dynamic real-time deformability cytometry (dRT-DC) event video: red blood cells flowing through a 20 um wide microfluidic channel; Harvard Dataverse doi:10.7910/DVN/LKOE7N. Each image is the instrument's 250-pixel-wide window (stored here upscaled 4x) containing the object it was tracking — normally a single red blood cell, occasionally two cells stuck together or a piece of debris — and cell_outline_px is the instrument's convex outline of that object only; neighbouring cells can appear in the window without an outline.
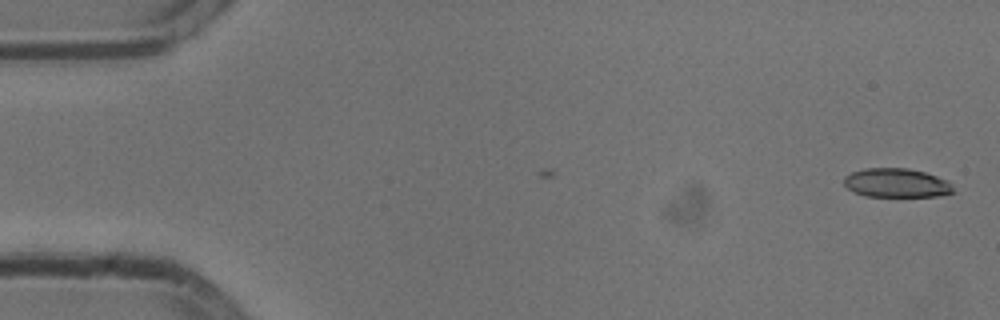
{"species": "common noctule bat (a hibernating species)", "species_latin": "Nyctalus noctula", "temperature_condition": "cold", "stored_images_in_passage": 7, "camera_frame_rate_fps": 3000, "um_per_image_px": 0.085, "animal": {"sex": "male", "body_mass_g": 13.3}, "frame": {"image": 1, "passage_image": 7, "time_ms": 2.0, "image_size_px": [1000, 320], "cell_outline_px": [[956, 192], [940, 196], [868, 196], [856, 192], [848, 188], [844, 184], [844, 176], [852, 172], [864, 168], [908, 168], [924, 172], [948, 180], [952, 184]], "centroid_in_image_um": [76.25, 15.54], "position_along_channel_um": 8.8, "area_um2": 18.5}}